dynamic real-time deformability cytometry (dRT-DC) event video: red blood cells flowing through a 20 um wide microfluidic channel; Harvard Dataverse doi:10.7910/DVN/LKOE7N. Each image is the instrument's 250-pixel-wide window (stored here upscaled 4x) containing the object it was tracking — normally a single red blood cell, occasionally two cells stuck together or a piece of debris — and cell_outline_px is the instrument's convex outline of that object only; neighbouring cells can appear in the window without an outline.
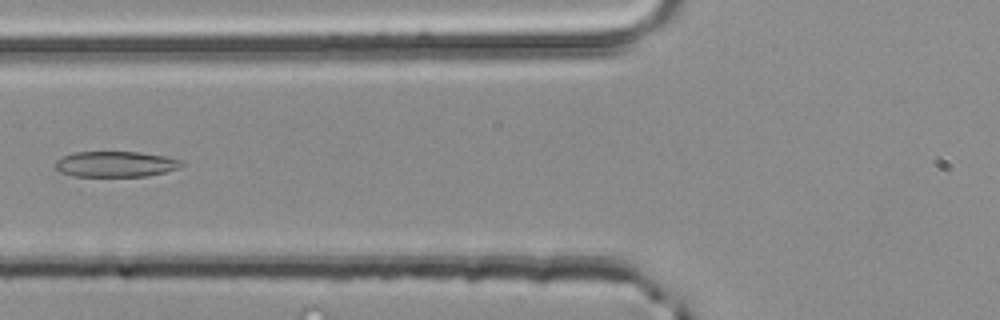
{"species": "common noctule bat (a hibernating species)", "species_latin": "Nyctalus noctula", "temperature_condition": "room temperature", "stored_images_in_passage": 4, "camera_frame_rate_fps": 3000, "um_per_image_px": 0.085, "animal": {"sex": "male", "body_mass_g": 20.4}, "frame": {"image": 1, "passage_image": 4, "time_ms": 1.0, "image_size_px": [1000, 320], "cell_outline_px": [[184, 164], [180, 168], [148, 176], [72, 176], [60, 172], [56, 168], [56, 160], [72, 152], [140, 152], [164, 156], [184, 160]], "centroid_in_image_um": [9.86, 13.95], "position_along_channel_um": 115.9, "area_um2": 18.96}}